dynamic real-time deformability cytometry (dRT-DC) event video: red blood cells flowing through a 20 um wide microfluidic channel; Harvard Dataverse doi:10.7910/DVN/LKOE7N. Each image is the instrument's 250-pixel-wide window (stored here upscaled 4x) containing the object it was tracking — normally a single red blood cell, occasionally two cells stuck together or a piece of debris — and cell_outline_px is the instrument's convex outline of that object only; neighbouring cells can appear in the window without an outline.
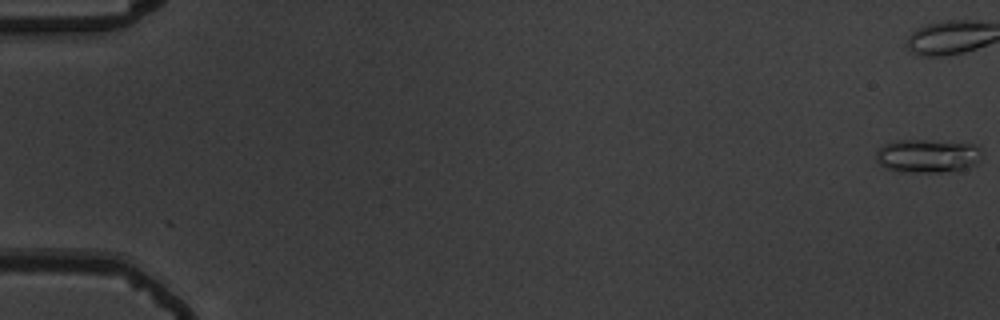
{"species": "common noctule bat (a hibernating species)", "species_latin": "Nyctalus noctula", "temperature_condition": "warm", "stored_images_in_passage": 46, "camera_frame_rate_fps": 3000, "um_per_image_px": 0.085, "animal": {"sex": "male", "body_mass_g": 19.5, "forearm_length_mm": 54.6}, "frame": {"image": 1, "passage_image": 1, "time_ms": 0.0, "image_size_px": [1000, 320], "cell_outline_px": [[984, 152], [980, 160], [976, 164], [960, 172], [904, 172], [888, 168], [880, 164], [876, 160], [876, 152], [884, 144], [896, 140], [928, 140], [980, 144]], "centroid_in_image_um": [78.96, 13.25], "position_along_channel_um": 6.0, "area_um2": 21.27}, "authors_computed_cell_mechanics": {"area_um2": 16.0684, "velocity_mm_per_s": 3.7762, "shape_relaxation_time_tau1_ms": 3.9685, "shape_relaxation_time_tau2_ms": 2.8386, "deformation_change_tau1": 0.17, "deformation_change_tau2": 0.1415}}